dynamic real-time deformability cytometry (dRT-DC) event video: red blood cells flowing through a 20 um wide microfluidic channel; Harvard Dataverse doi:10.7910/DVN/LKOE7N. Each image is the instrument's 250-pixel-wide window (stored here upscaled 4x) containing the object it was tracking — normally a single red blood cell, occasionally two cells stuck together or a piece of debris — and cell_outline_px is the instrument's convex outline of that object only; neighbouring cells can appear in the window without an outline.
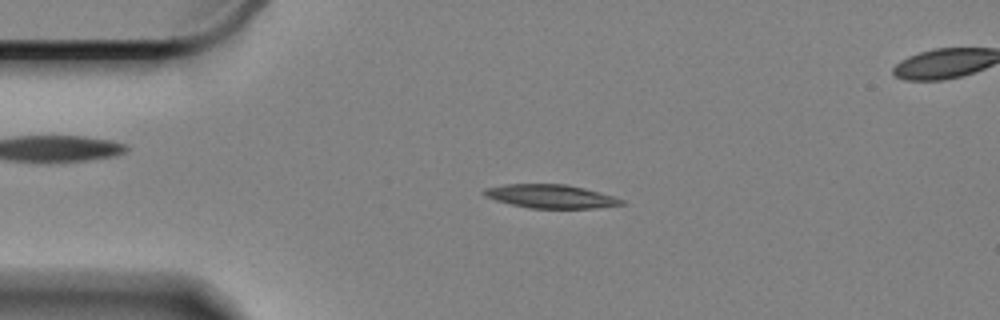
{"species": "Egyptian fruit bat (a non-hibernating species)", "species_latin": "Rousettus aegyptiacus", "temperature_condition": "cold", "stored_images_in_passage": 60, "camera_frame_rate_fps": 3000, "um_per_image_px": 0.085, "animal": {"sex": "female"}, "frame": {"image": 1, "passage_image": 12, "time_ms": 3.667, "image_size_px": [1000, 320], "cell_outline_px": [[628, 204], [596, 208], [528, 208], [496, 200], [484, 196], [480, 192], [484, 188], [504, 184], [568, 184], [584, 188], [612, 196], [624, 200]], "centroid_in_image_um": [46.79, 16.68], "position_along_channel_um": 38.2, "area_um2": 18.96}}
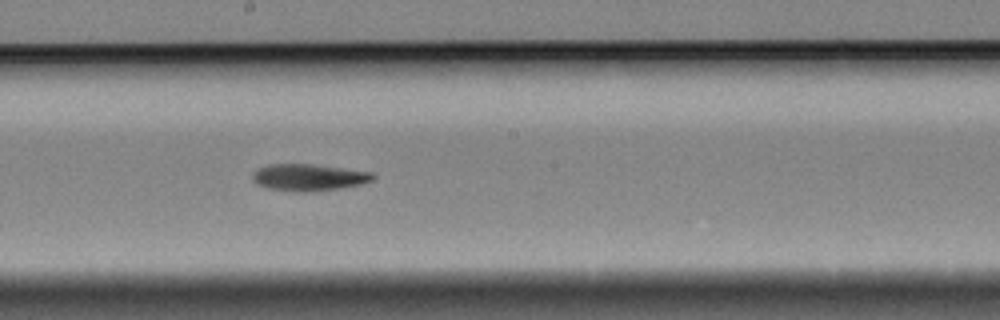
{"frame": {"image": 2, "passage_image": 31, "time_ms": 10.0, "image_size_px": [1000, 320], "cell_outline_px": [[376, 176], [372, 180], [360, 184], [340, 188], [312, 192], [292, 192], [264, 188], [256, 184], [252, 180], [252, 172], [260, 168], [272, 164], [312, 164], [372, 172]], "centroid_in_image_um": [26.2, 15.09], "position_along_channel_um": 222.0, "area_um2": 18.96}}
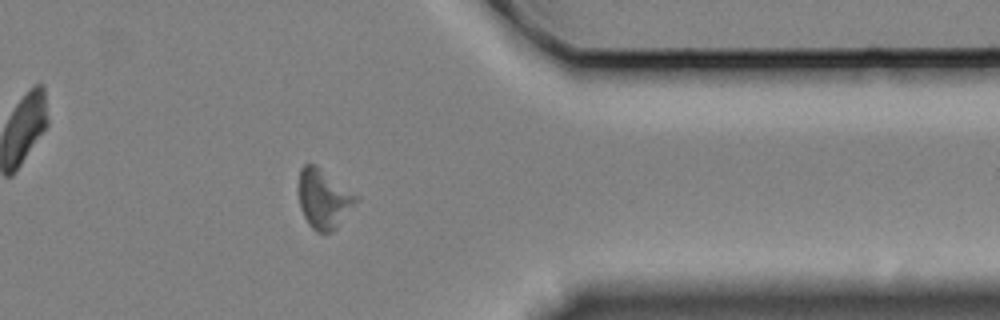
{"frame": {"image": 3, "passage_image": 47, "time_ms": 15.333, "image_size_px": [1000, 320], "cell_outline_px": [[360, 200], [336, 228], [332, 232], [316, 232], [308, 224], [300, 208], [300, 168], [304, 164], [312, 164], [360, 196]], "centroid_in_image_um": [27.56, 16.95], "position_along_channel_um": 383.8, "area_um2": 19.54}, "authors_computed_cell_mechanics": {"area_um2": 18.6983, "velocity_mm_per_s": 3.286, "shape_relaxation_time_tau1_ms": 6.7905, "shape_relaxation_time_tau2_ms": null, "deformation_change_tau1": 0.1283, "deformation_change_tau2": null}}